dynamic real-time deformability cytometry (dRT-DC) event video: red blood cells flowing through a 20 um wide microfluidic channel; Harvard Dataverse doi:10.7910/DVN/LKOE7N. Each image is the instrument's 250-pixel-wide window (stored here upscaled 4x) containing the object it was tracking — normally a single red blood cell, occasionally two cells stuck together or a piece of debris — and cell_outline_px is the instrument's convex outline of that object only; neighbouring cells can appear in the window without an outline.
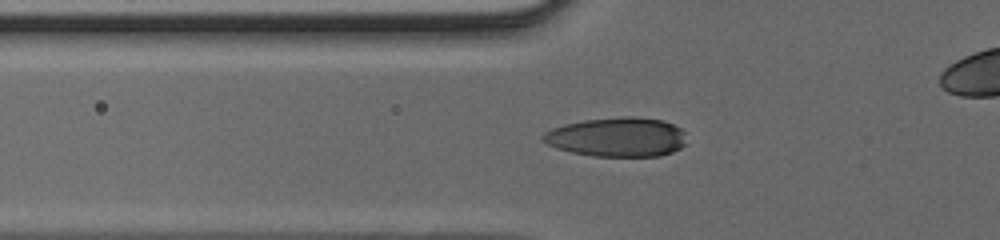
{"species": "human", "species_latin": "Homo sapiens", "temperature_condition": "cold", "stored_images_in_passage": 33, "camera_frame_rate_fps": 3000, "um_per_image_px": 0.085, "donor": {"sex": "male"}, "frame": {"image": 1, "passage_image": 8, "time_ms": 2.333, "image_size_px": [1000, 240], "cell_outline_px": [[688, 144], [672, 152], [660, 156], [592, 156], [572, 152], [556, 148], [540, 140], [540, 136], [544, 132], [552, 128], [564, 124], [584, 120], [624, 116], [636, 116], [664, 120], [680, 128], [684, 132]], "centroid_in_image_um": [52.46, 11.65], "position_along_channel_um": 73.3, "area_um2": 33.29}}
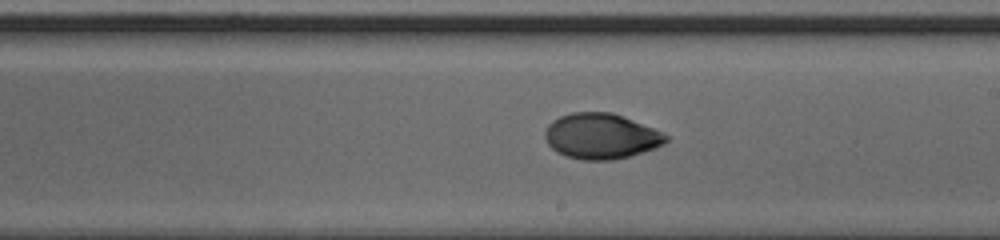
{"frame": {"image": 2, "passage_image": 19, "time_ms": 6.0, "image_size_px": [1000, 240], "cell_outline_px": [[668, 140], [664, 144], [628, 156], [612, 160], [584, 160], [568, 156], [556, 152], [548, 144], [544, 136], [544, 132], [548, 124], [552, 120], [560, 116], [572, 112], [612, 112], [652, 128], [668, 136]], "centroid_in_image_um": [51.03, 11.56], "position_along_channel_um": 238.0, "area_um2": 31.73}}
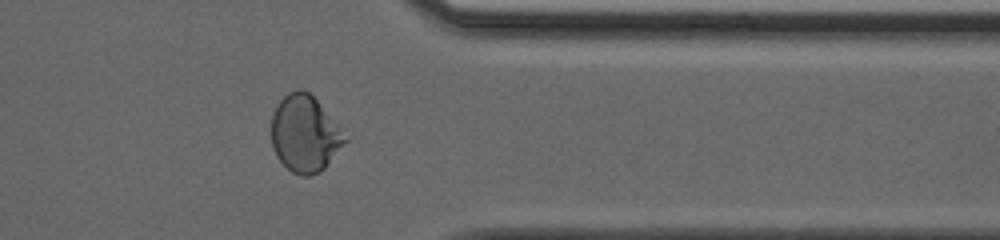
{"frame": {"image": 3, "passage_image": 29, "time_ms": 9.333, "image_size_px": [1000, 240], "cell_outline_px": [[352, 136], [324, 168], [320, 172], [308, 176], [300, 176], [292, 172], [276, 156], [272, 148], [272, 116], [276, 104], [288, 92], [300, 88], [308, 92]], "centroid_in_image_um": [25.96, 11.37], "position_along_channel_um": 385.4, "area_um2": 33.41}}